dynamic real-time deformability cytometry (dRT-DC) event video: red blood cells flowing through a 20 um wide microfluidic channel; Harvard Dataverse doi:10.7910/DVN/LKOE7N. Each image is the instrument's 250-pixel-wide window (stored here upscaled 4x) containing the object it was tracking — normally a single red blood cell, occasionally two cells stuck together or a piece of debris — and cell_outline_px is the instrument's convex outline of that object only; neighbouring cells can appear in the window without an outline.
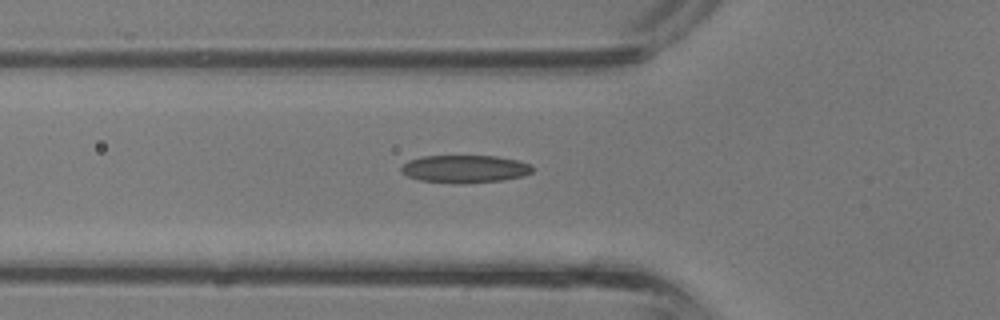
{"species": "common noctule bat (a hibernating species)", "species_latin": "Nyctalus noctula", "temperature_condition": "room temperature", "stored_images_in_passage": 28, "segment_of_instrument_passage": [1, 2], "camera_frame_rate_fps": 3000, "um_per_image_px": 0.085, "animal": {"sex": "male", "body_mass_g": 13.3}, "frame": {"image": 1, "passage_image": 2, "time_ms": 0.333, "image_size_px": [1000, 320], "cell_outline_px": [[532, 172], [524, 176], [504, 180], [464, 184], [460, 184], [420, 180], [408, 176], [400, 172], [400, 168], [408, 160], [424, 156], [496, 156], [516, 160], [532, 164]], "centroid_in_image_um": [39.52, 14.36], "position_along_channel_um": 86.3, "area_um2": 21.33}}
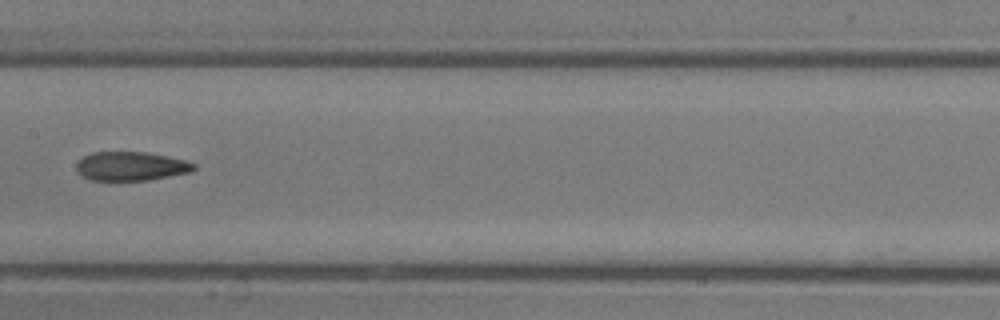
{"frame": {"image": 2, "passage_image": 8, "time_ms": 2.333, "image_size_px": [1000, 320], "cell_outline_px": [[196, 168], [188, 172], [148, 180], [88, 180], [76, 168], [76, 164], [84, 156], [92, 152], [144, 152], [184, 160], [196, 164]], "centroid_in_image_um": [11.11, 14.12], "position_along_channel_um": 196.3, "area_um2": 19.42}}
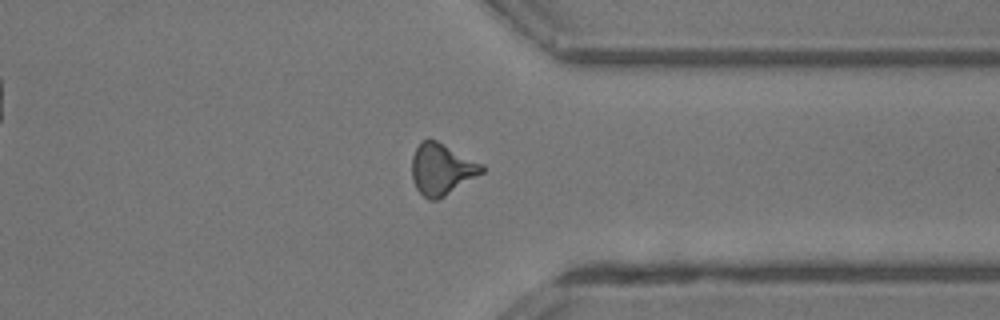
{"frame": {"image": 3, "passage_image": 18, "time_ms": 5.667, "image_size_px": [1000, 320], "cell_outline_px": [[484, 172], [444, 196], [436, 200], [428, 200], [416, 188], [412, 180], [412, 156], [420, 140], [428, 136], [484, 164]], "centroid_in_image_um": [37.52, 14.35], "position_along_channel_um": 373.9, "area_um2": 21.1}}